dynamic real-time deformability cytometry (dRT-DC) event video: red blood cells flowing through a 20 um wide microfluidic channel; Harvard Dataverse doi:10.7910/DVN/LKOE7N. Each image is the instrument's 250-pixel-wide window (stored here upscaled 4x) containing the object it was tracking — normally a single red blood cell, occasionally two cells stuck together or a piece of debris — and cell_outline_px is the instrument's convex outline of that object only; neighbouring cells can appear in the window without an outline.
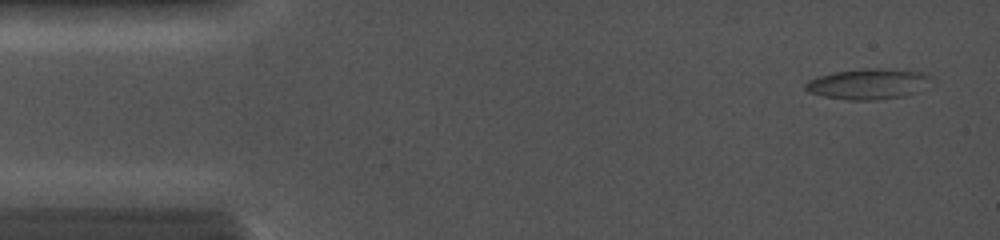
{"species": "common noctule bat (a hibernating species)", "species_latin": "Nyctalus noctula", "temperature_condition": "cold", "stored_images_in_passage": 96, "camera_frame_rate_fps": 5000, "um_per_image_px": 0.085, "animal": {"sex": "female", "body_mass_g": 19.0, "forearm_length_mm": 56.7}, "frame": {"image": 1, "passage_image": 3, "time_ms": 0.6, "image_size_px": [1000, 240], "cell_outline_px": [[928, 76], [912, 92], [904, 96], [876, 100], [848, 100], [824, 96], [808, 92], [804, 88], [804, 84], [808, 80], [820, 76], [836, 72], [864, 68], [880, 68], [928, 72]], "centroid_in_image_um": [73.65, 7.13], "position_along_channel_um": 11.4, "area_um2": 21.68}}
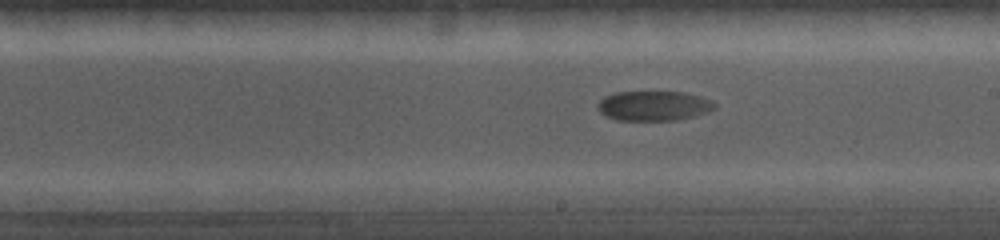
{"frame": {"image": 2, "passage_image": 60, "time_ms": 8.6, "image_size_px": [1000, 240], "cell_outline_px": [[716, 108], [708, 112], [696, 116], [676, 120], [616, 120], [604, 116], [596, 108], [596, 104], [604, 96], [616, 92], [684, 92], [700, 96], [712, 100], [716, 104]], "centroid_in_image_um": [55.56, 9.0], "position_along_channel_um": 233.4, "area_um2": 20.58}}
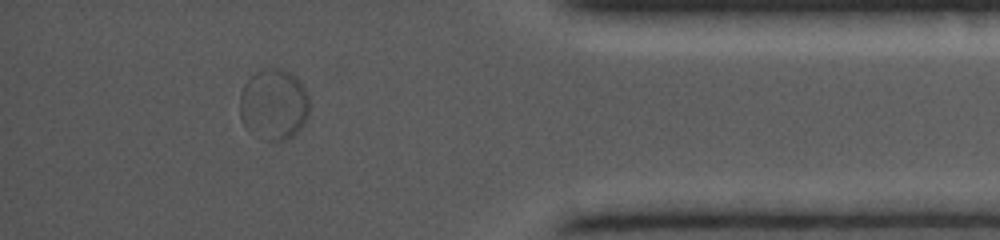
{"frame": {"image": 3, "passage_image": 86, "time_ms": 13.4, "image_size_px": [1000, 240], "cell_outline_px": [[308, 116], [304, 124], [292, 136], [284, 140], [264, 140], [244, 124], [240, 116], [240, 92], [244, 84], [256, 72], [264, 68], [276, 68], [288, 72], [296, 76], [304, 88], [308, 96]], "centroid_in_image_um": [23.27, 8.86], "position_along_channel_um": 411.9, "area_um2": 28.5}}